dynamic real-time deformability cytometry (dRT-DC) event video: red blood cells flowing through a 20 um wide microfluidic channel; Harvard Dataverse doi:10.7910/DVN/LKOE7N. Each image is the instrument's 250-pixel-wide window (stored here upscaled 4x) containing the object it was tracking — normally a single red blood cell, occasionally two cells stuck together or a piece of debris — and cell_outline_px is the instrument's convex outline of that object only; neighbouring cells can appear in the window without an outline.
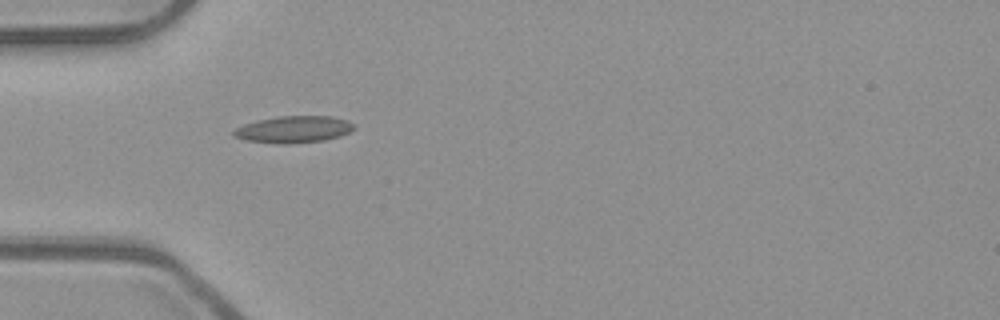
{"species": "common noctule bat (a hibernating species)", "species_latin": "Nyctalus noctula", "temperature_condition": "room temperature", "stored_images_in_passage": 8, "camera_frame_rate_fps": 3000, "um_per_image_px": 0.085, "animal": {"sex": "male", "body_mass_g": 23.1, "forearm_length_mm": 52.7}, "frame": {"image": 1, "passage_image": 1, "time_ms": 0.0, "image_size_px": [1000, 320], "cell_outline_px": [[356, 128], [340, 136], [324, 140], [288, 144], [276, 144], [244, 140], [232, 136], [232, 132], [236, 128], [244, 124], [256, 120], [276, 116], [332, 116], [348, 120], [356, 124]], "centroid_in_image_um": [24.95, 10.99], "position_along_channel_um": 60.0, "area_um2": 19.13}}